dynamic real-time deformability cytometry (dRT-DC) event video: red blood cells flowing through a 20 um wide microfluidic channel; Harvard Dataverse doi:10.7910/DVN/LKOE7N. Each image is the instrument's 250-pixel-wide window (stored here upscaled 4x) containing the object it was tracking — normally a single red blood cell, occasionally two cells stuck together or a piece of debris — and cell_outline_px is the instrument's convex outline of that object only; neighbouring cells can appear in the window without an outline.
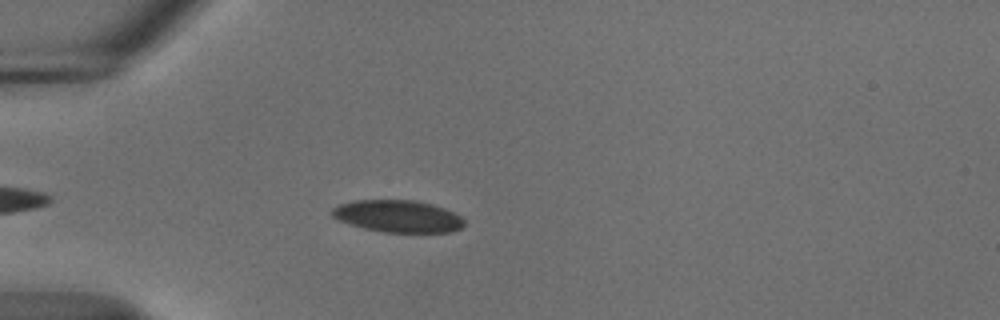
{"species": "common noctule bat (a hibernating species)", "species_latin": "Nyctalus noctula", "temperature_condition": "cold", "stored_images_in_passage": 42, "camera_frame_rate_fps": 3000, "um_per_image_px": 0.085, "animal": {"sex": "male", "body_mass_g": 18.8}, "frame": {"image": 1, "passage_image": 6, "time_ms": 1.667, "image_size_px": [1000, 320], "cell_outline_px": [[464, 224], [460, 228], [452, 232], [384, 232], [364, 228], [340, 220], [332, 216], [332, 208], [340, 204], [352, 200], [412, 200], [432, 204], [444, 208], [460, 216], [464, 220]], "centroid_in_image_um": [33.83, 18.37], "position_along_channel_um": 51.2, "area_um2": 24.51}}
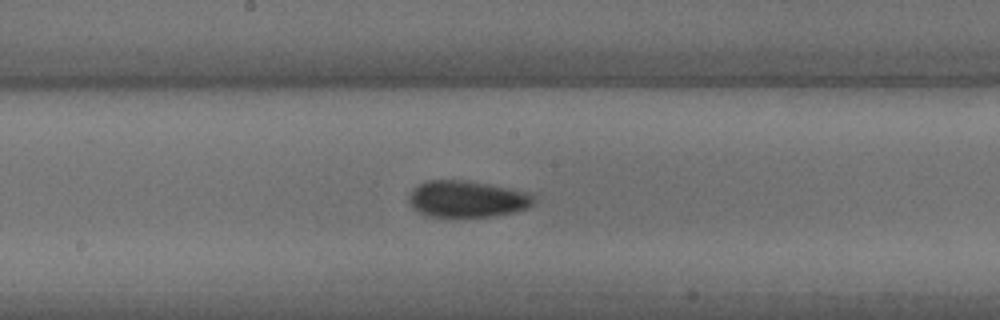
{"frame": {"image": 2, "passage_image": 20, "time_ms": 6.333, "image_size_px": [1000, 320], "cell_outline_px": [[536, 200], [528, 208], [516, 212], [492, 216], [428, 216], [412, 208], [408, 200], [408, 196], [412, 188], [428, 180], [464, 180], [488, 184], [524, 192], [532, 196]], "centroid_in_image_um": [39.65, 16.91], "position_along_channel_um": 208.5, "area_um2": 26.36}}
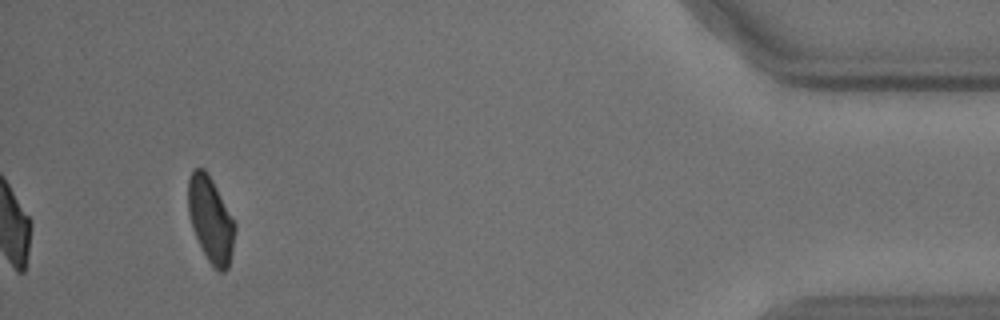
{"frame": {"image": 3, "passage_image": 42, "time_ms": 13.667, "image_size_px": [1000, 320], "cell_outline_px": [[236, 228], [232, 252], [228, 268], [224, 272], [220, 272], [212, 268], [192, 228], [188, 212], [188, 180], [192, 172], [196, 168], [204, 168], [212, 180], [236, 224]], "centroid_in_image_um": [17.91, 18.69], "position_along_channel_um": 417.3, "area_um2": 23.12}, "authors_computed_cell_mechanics": {"area_um2": 25.4609, "velocity_mm_per_s": 3.6849, "shape_relaxation_time_tau1_ms": 3.3765, "shape_relaxation_time_tau2_ms": 2.6518, "deformation_change_tau1": 0.0846, "deformation_change_tau2": 0.0671}}